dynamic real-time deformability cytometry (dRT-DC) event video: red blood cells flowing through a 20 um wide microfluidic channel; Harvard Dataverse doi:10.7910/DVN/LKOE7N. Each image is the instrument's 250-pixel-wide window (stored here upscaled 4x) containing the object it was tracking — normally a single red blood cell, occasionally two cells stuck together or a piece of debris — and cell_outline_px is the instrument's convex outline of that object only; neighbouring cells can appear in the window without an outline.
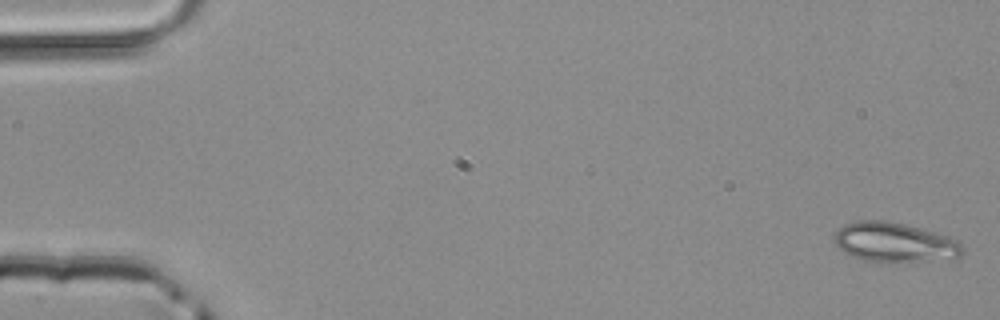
{"species": "common noctule bat (a hibernating species)", "species_latin": "Nyctalus noctula", "temperature_condition": "room temperature", "stored_images_in_passage": 12, "camera_frame_rate_fps": 3000, "um_per_image_px": 0.085, "animal": {"sex": "male", "body_mass_g": 20.4}, "frame": {"image": 1, "passage_image": 1, "time_ms": 0.0, "image_size_px": [1000, 320], "cell_outline_px": [[964, 252], [960, 256], [900, 264], [880, 264], [864, 260], [852, 256], [844, 252], [832, 240], [836, 228], [844, 224], [856, 220], [884, 220], [904, 224], [948, 236], [960, 240], [964, 248]], "centroid_in_image_um": [75.99, 20.62], "position_along_channel_um": 9.0, "area_um2": 30.4}}